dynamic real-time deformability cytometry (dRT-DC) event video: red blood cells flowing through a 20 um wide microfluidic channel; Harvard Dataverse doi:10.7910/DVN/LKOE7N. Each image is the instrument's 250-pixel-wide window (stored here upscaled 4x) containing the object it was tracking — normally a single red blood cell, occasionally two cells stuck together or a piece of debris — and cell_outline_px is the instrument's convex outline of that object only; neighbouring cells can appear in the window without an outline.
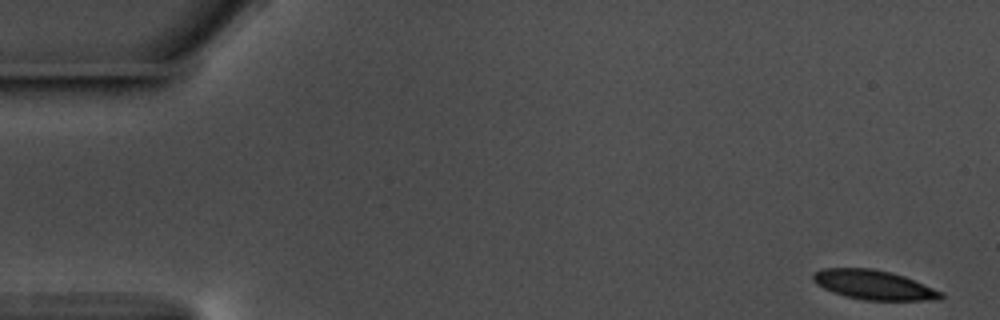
{"species": "common noctule bat (a hibernating species)", "species_latin": "Nyctalus noctula", "temperature_condition": "warm", "stored_images_in_passage": 57, "camera_frame_rate_fps": 3000, "um_per_image_px": 0.085, "animal": {"sex": "male", "body_mass_g": 17.5, "forearm_length_mm": 52.3}, "frame": {"image": 1, "passage_image": 1, "time_ms": 0.0, "image_size_px": [1000, 320], "cell_outline_px": [[944, 296], [940, 300], [864, 300], [844, 296], [832, 292], [816, 284], [812, 280], [812, 272], [820, 268], [872, 268], [904, 276], [944, 292]], "centroid_in_image_um": [74.24, 24.21], "position_along_channel_um": 10.8, "area_um2": 22.08}}
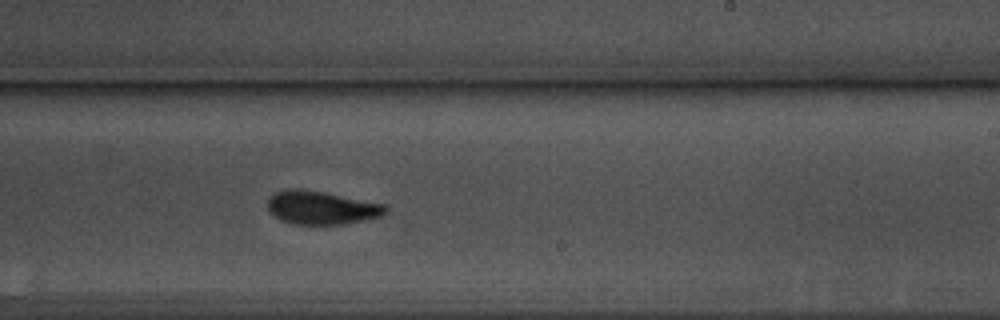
{"frame": {"image": 2, "passage_image": 34, "time_ms": 11.0, "image_size_px": [1000, 320], "cell_outline_px": [[388, 212], [384, 216], [344, 224], [292, 224], [280, 220], [268, 212], [268, 196], [276, 192], [288, 188], [304, 188], [388, 204]], "centroid_in_image_um": [27.35, 17.64], "position_along_channel_um": 261.7, "area_um2": 23.52}}
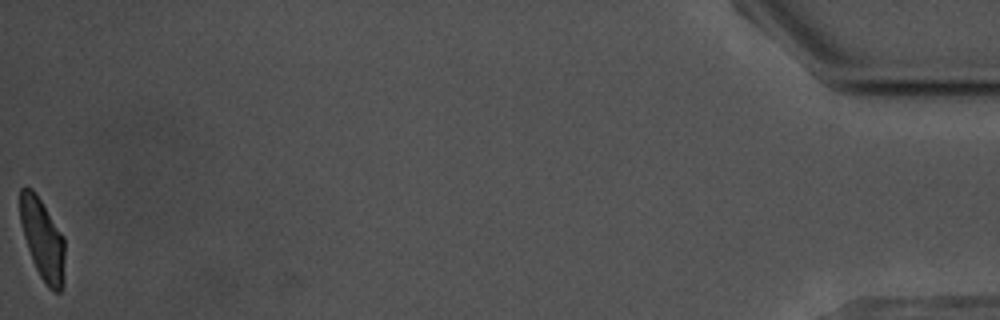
{"frame": {"image": 3, "passage_image": 57, "time_ms": 18.667, "image_size_px": [1000, 320], "cell_outline_px": [[64, 284], [60, 292], [52, 292], [48, 288], [40, 276], [32, 260], [24, 236], [20, 220], [20, 188], [32, 188], [36, 192], [64, 236]], "centroid_in_image_um": [3.64, 20.36], "position_along_channel_um": 431.6, "area_um2": 21.21}, "authors_computed_cell_mechanics": {"area_um2": 22.831, "velocity_mm_per_s": 3.5332, "shape_relaxation_time_tau1_ms": 2.8862, "shape_relaxation_time_tau2_ms": 1.7378, "deformation_change_tau1": 0.1249, "deformation_change_tau2": 0.0656}}